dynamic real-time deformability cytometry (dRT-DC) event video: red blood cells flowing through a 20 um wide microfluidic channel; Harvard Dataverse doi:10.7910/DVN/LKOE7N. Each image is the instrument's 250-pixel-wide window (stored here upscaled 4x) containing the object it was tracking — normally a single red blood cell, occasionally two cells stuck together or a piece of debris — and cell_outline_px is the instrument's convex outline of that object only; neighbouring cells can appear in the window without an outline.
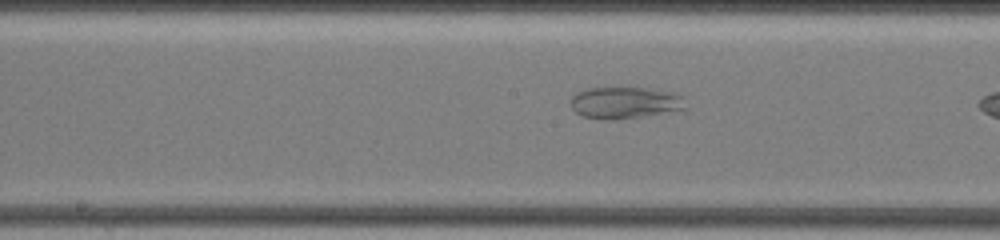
{"species": "common noctule bat (a hibernating species)", "species_latin": "Nyctalus noctula", "temperature_condition": "warm", "stored_images_in_passage": 27, "camera_frame_rate_fps": 3000, "um_per_image_px": 0.085, "animal": {"sex": "female", "body_mass_g": 19.5, "forearm_length_mm": 54.1}, "frame": {"image": 1, "passage_image": 19, "time_ms": 11.333, "image_size_px": [1000, 240], "cell_outline_px": [[688, 108], [616, 120], [604, 120], [580, 116], [572, 108], [572, 96], [576, 92], [588, 88], [648, 88], [672, 92], [684, 96]], "centroid_in_image_um": [53.12, 8.73], "position_along_channel_um": 195.1, "area_um2": 21.27}}
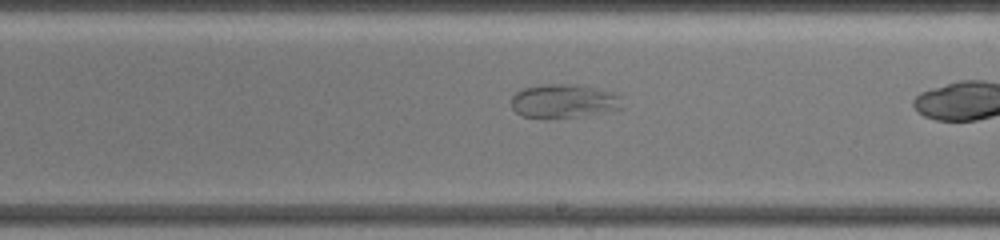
{"frame": {"image": 2, "passage_image": 22, "time_ms": 12.667, "image_size_px": [1000, 240], "cell_outline_px": [[624, 108], [576, 116], [544, 120], [520, 116], [512, 108], [512, 96], [516, 92], [524, 88], [540, 84], [576, 84], [620, 92]], "centroid_in_image_um": [47.93, 8.59], "position_along_channel_um": 241.1, "area_um2": 22.48}}